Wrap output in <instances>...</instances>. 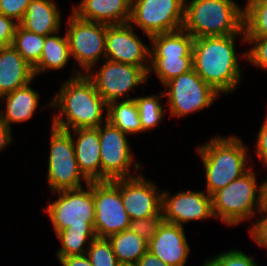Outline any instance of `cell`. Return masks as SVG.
<instances>
[{
  "label": "cell",
  "instance_id": "1",
  "mask_svg": "<svg viewBox=\"0 0 267 266\" xmlns=\"http://www.w3.org/2000/svg\"><path fill=\"white\" fill-rule=\"evenodd\" d=\"M81 72L73 68L72 75L62 83L49 104L44 106L59 110L51 121V125L57 129L70 131L99 127L107 122L108 104L98 93L93 82ZM103 114L106 115L105 119Z\"/></svg>",
  "mask_w": 267,
  "mask_h": 266
},
{
  "label": "cell",
  "instance_id": "2",
  "mask_svg": "<svg viewBox=\"0 0 267 266\" xmlns=\"http://www.w3.org/2000/svg\"><path fill=\"white\" fill-rule=\"evenodd\" d=\"M246 43L245 33L195 38L192 50L193 69L220 95L235 92L242 72L236 54L235 39Z\"/></svg>",
  "mask_w": 267,
  "mask_h": 266
},
{
  "label": "cell",
  "instance_id": "3",
  "mask_svg": "<svg viewBox=\"0 0 267 266\" xmlns=\"http://www.w3.org/2000/svg\"><path fill=\"white\" fill-rule=\"evenodd\" d=\"M197 147L204 165L206 192L212 196L235 179L246 173L248 166L247 146L236 135L215 136Z\"/></svg>",
  "mask_w": 267,
  "mask_h": 266
},
{
  "label": "cell",
  "instance_id": "4",
  "mask_svg": "<svg viewBox=\"0 0 267 266\" xmlns=\"http://www.w3.org/2000/svg\"><path fill=\"white\" fill-rule=\"evenodd\" d=\"M183 29L194 39L244 32V8L234 0H185Z\"/></svg>",
  "mask_w": 267,
  "mask_h": 266
},
{
  "label": "cell",
  "instance_id": "5",
  "mask_svg": "<svg viewBox=\"0 0 267 266\" xmlns=\"http://www.w3.org/2000/svg\"><path fill=\"white\" fill-rule=\"evenodd\" d=\"M256 175L252 166L211 196L214 219L231 227L254 218L257 211L259 214L263 208V184L258 186Z\"/></svg>",
  "mask_w": 267,
  "mask_h": 266
},
{
  "label": "cell",
  "instance_id": "6",
  "mask_svg": "<svg viewBox=\"0 0 267 266\" xmlns=\"http://www.w3.org/2000/svg\"><path fill=\"white\" fill-rule=\"evenodd\" d=\"M151 74L158 76L162 85L193 69L192 50L194 38L183 28L149 38ZM150 75V76H149Z\"/></svg>",
  "mask_w": 267,
  "mask_h": 266
},
{
  "label": "cell",
  "instance_id": "7",
  "mask_svg": "<svg viewBox=\"0 0 267 266\" xmlns=\"http://www.w3.org/2000/svg\"><path fill=\"white\" fill-rule=\"evenodd\" d=\"M58 199L46 206L55 232L68 227L94 228L95 203L93 198V181L77 189H64L52 192Z\"/></svg>",
  "mask_w": 267,
  "mask_h": 266
},
{
  "label": "cell",
  "instance_id": "8",
  "mask_svg": "<svg viewBox=\"0 0 267 266\" xmlns=\"http://www.w3.org/2000/svg\"><path fill=\"white\" fill-rule=\"evenodd\" d=\"M168 108L171 117L181 118L214 105L220 94L204 82L194 69L166 82ZM213 103V104H212Z\"/></svg>",
  "mask_w": 267,
  "mask_h": 266
},
{
  "label": "cell",
  "instance_id": "9",
  "mask_svg": "<svg viewBox=\"0 0 267 266\" xmlns=\"http://www.w3.org/2000/svg\"><path fill=\"white\" fill-rule=\"evenodd\" d=\"M47 180L50 191L77 189L89 181L80 172L71 135L51 125Z\"/></svg>",
  "mask_w": 267,
  "mask_h": 266
},
{
  "label": "cell",
  "instance_id": "10",
  "mask_svg": "<svg viewBox=\"0 0 267 266\" xmlns=\"http://www.w3.org/2000/svg\"><path fill=\"white\" fill-rule=\"evenodd\" d=\"M100 139L101 181L132 178L142 172L141 165L133 160L127 134L108 121L98 127ZM137 173H130L131 167Z\"/></svg>",
  "mask_w": 267,
  "mask_h": 266
},
{
  "label": "cell",
  "instance_id": "11",
  "mask_svg": "<svg viewBox=\"0 0 267 266\" xmlns=\"http://www.w3.org/2000/svg\"><path fill=\"white\" fill-rule=\"evenodd\" d=\"M66 37L70 55L86 74L96 63L105 59V42L108 24L79 19L75 14L68 18Z\"/></svg>",
  "mask_w": 267,
  "mask_h": 266
},
{
  "label": "cell",
  "instance_id": "12",
  "mask_svg": "<svg viewBox=\"0 0 267 266\" xmlns=\"http://www.w3.org/2000/svg\"><path fill=\"white\" fill-rule=\"evenodd\" d=\"M185 0H132L130 24L150 38L183 28Z\"/></svg>",
  "mask_w": 267,
  "mask_h": 266
},
{
  "label": "cell",
  "instance_id": "13",
  "mask_svg": "<svg viewBox=\"0 0 267 266\" xmlns=\"http://www.w3.org/2000/svg\"><path fill=\"white\" fill-rule=\"evenodd\" d=\"M104 62V63H103ZM99 70L90 69L85 75L93 82L107 104L119 99L129 100V92L140 84H147L148 71L141 66L104 59ZM128 93V94H127ZM128 98H125L126 96Z\"/></svg>",
  "mask_w": 267,
  "mask_h": 266
},
{
  "label": "cell",
  "instance_id": "14",
  "mask_svg": "<svg viewBox=\"0 0 267 266\" xmlns=\"http://www.w3.org/2000/svg\"><path fill=\"white\" fill-rule=\"evenodd\" d=\"M94 229L97 238L128 230L130 218L121 199V179L93 181Z\"/></svg>",
  "mask_w": 267,
  "mask_h": 266
},
{
  "label": "cell",
  "instance_id": "15",
  "mask_svg": "<svg viewBox=\"0 0 267 266\" xmlns=\"http://www.w3.org/2000/svg\"><path fill=\"white\" fill-rule=\"evenodd\" d=\"M206 191L181 190L173 195L162 191L163 220L184 227L190 221L214 219L212 197Z\"/></svg>",
  "mask_w": 267,
  "mask_h": 266
},
{
  "label": "cell",
  "instance_id": "16",
  "mask_svg": "<svg viewBox=\"0 0 267 266\" xmlns=\"http://www.w3.org/2000/svg\"><path fill=\"white\" fill-rule=\"evenodd\" d=\"M130 23L107 26L105 58L124 64L144 67L150 66V46L134 32Z\"/></svg>",
  "mask_w": 267,
  "mask_h": 266
},
{
  "label": "cell",
  "instance_id": "17",
  "mask_svg": "<svg viewBox=\"0 0 267 266\" xmlns=\"http://www.w3.org/2000/svg\"><path fill=\"white\" fill-rule=\"evenodd\" d=\"M121 179V199L130 220L162 216V191L155 182L144 178L142 172Z\"/></svg>",
  "mask_w": 267,
  "mask_h": 266
},
{
  "label": "cell",
  "instance_id": "18",
  "mask_svg": "<svg viewBox=\"0 0 267 266\" xmlns=\"http://www.w3.org/2000/svg\"><path fill=\"white\" fill-rule=\"evenodd\" d=\"M184 229L163 220L148 243V251L169 266H185L190 255V246Z\"/></svg>",
  "mask_w": 267,
  "mask_h": 266
},
{
  "label": "cell",
  "instance_id": "19",
  "mask_svg": "<svg viewBox=\"0 0 267 266\" xmlns=\"http://www.w3.org/2000/svg\"><path fill=\"white\" fill-rule=\"evenodd\" d=\"M73 140L77 165L89 181H101L100 139L98 127L67 131Z\"/></svg>",
  "mask_w": 267,
  "mask_h": 266
},
{
  "label": "cell",
  "instance_id": "20",
  "mask_svg": "<svg viewBox=\"0 0 267 266\" xmlns=\"http://www.w3.org/2000/svg\"><path fill=\"white\" fill-rule=\"evenodd\" d=\"M73 6L79 19L108 25L129 23L132 0H80Z\"/></svg>",
  "mask_w": 267,
  "mask_h": 266
},
{
  "label": "cell",
  "instance_id": "21",
  "mask_svg": "<svg viewBox=\"0 0 267 266\" xmlns=\"http://www.w3.org/2000/svg\"><path fill=\"white\" fill-rule=\"evenodd\" d=\"M33 68L10 46L0 47V97L32 83Z\"/></svg>",
  "mask_w": 267,
  "mask_h": 266
},
{
  "label": "cell",
  "instance_id": "22",
  "mask_svg": "<svg viewBox=\"0 0 267 266\" xmlns=\"http://www.w3.org/2000/svg\"><path fill=\"white\" fill-rule=\"evenodd\" d=\"M61 19V11L54 0H32L18 24L28 31L48 36L61 32Z\"/></svg>",
  "mask_w": 267,
  "mask_h": 266
},
{
  "label": "cell",
  "instance_id": "23",
  "mask_svg": "<svg viewBox=\"0 0 267 266\" xmlns=\"http://www.w3.org/2000/svg\"><path fill=\"white\" fill-rule=\"evenodd\" d=\"M28 85L0 97L6 111L0 110V121L11 129V124L30 120L38 108L40 94Z\"/></svg>",
  "mask_w": 267,
  "mask_h": 266
},
{
  "label": "cell",
  "instance_id": "24",
  "mask_svg": "<svg viewBox=\"0 0 267 266\" xmlns=\"http://www.w3.org/2000/svg\"><path fill=\"white\" fill-rule=\"evenodd\" d=\"M59 32L45 36L43 51L39 63L33 68L35 77L50 70L64 68L71 58L66 35L60 36Z\"/></svg>",
  "mask_w": 267,
  "mask_h": 266
},
{
  "label": "cell",
  "instance_id": "25",
  "mask_svg": "<svg viewBox=\"0 0 267 266\" xmlns=\"http://www.w3.org/2000/svg\"><path fill=\"white\" fill-rule=\"evenodd\" d=\"M114 254L120 265H135L148 251V243L138 234L124 230L109 236Z\"/></svg>",
  "mask_w": 267,
  "mask_h": 266
},
{
  "label": "cell",
  "instance_id": "26",
  "mask_svg": "<svg viewBox=\"0 0 267 266\" xmlns=\"http://www.w3.org/2000/svg\"><path fill=\"white\" fill-rule=\"evenodd\" d=\"M107 121L128 136L142 132L139 111L134 98L108 104Z\"/></svg>",
  "mask_w": 267,
  "mask_h": 266
},
{
  "label": "cell",
  "instance_id": "27",
  "mask_svg": "<svg viewBox=\"0 0 267 266\" xmlns=\"http://www.w3.org/2000/svg\"><path fill=\"white\" fill-rule=\"evenodd\" d=\"M55 234L61 244L60 248L55 254L57 260L60 257L86 254L90 243L97 238L94 228L68 227L61 231L55 232Z\"/></svg>",
  "mask_w": 267,
  "mask_h": 266
},
{
  "label": "cell",
  "instance_id": "28",
  "mask_svg": "<svg viewBox=\"0 0 267 266\" xmlns=\"http://www.w3.org/2000/svg\"><path fill=\"white\" fill-rule=\"evenodd\" d=\"M45 36L22 28L19 24L16 27L13 47L34 68L41 57Z\"/></svg>",
  "mask_w": 267,
  "mask_h": 266
},
{
  "label": "cell",
  "instance_id": "29",
  "mask_svg": "<svg viewBox=\"0 0 267 266\" xmlns=\"http://www.w3.org/2000/svg\"><path fill=\"white\" fill-rule=\"evenodd\" d=\"M245 4V36L267 38V0H247Z\"/></svg>",
  "mask_w": 267,
  "mask_h": 266
},
{
  "label": "cell",
  "instance_id": "30",
  "mask_svg": "<svg viewBox=\"0 0 267 266\" xmlns=\"http://www.w3.org/2000/svg\"><path fill=\"white\" fill-rule=\"evenodd\" d=\"M164 97V93L160 92L159 95L152 94L150 96L134 97L135 103L138 107L140 124L142 132L155 129L164 120L165 110L160 103Z\"/></svg>",
  "mask_w": 267,
  "mask_h": 266
},
{
  "label": "cell",
  "instance_id": "31",
  "mask_svg": "<svg viewBox=\"0 0 267 266\" xmlns=\"http://www.w3.org/2000/svg\"><path fill=\"white\" fill-rule=\"evenodd\" d=\"M92 266H121L107 238H96L86 252Z\"/></svg>",
  "mask_w": 267,
  "mask_h": 266
},
{
  "label": "cell",
  "instance_id": "32",
  "mask_svg": "<svg viewBox=\"0 0 267 266\" xmlns=\"http://www.w3.org/2000/svg\"><path fill=\"white\" fill-rule=\"evenodd\" d=\"M205 263L208 266H259L251 255L238 249L223 251L215 257L206 259Z\"/></svg>",
  "mask_w": 267,
  "mask_h": 266
},
{
  "label": "cell",
  "instance_id": "33",
  "mask_svg": "<svg viewBox=\"0 0 267 266\" xmlns=\"http://www.w3.org/2000/svg\"><path fill=\"white\" fill-rule=\"evenodd\" d=\"M246 43L253 46L245 51L244 54H241V56L249 61V64L252 63L257 68L267 71V38L246 37Z\"/></svg>",
  "mask_w": 267,
  "mask_h": 266
},
{
  "label": "cell",
  "instance_id": "34",
  "mask_svg": "<svg viewBox=\"0 0 267 266\" xmlns=\"http://www.w3.org/2000/svg\"><path fill=\"white\" fill-rule=\"evenodd\" d=\"M163 221L162 216H152L142 219L130 220L128 230L138 234L147 243L151 241L157 233L158 227Z\"/></svg>",
  "mask_w": 267,
  "mask_h": 266
},
{
  "label": "cell",
  "instance_id": "35",
  "mask_svg": "<svg viewBox=\"0 0 267 266\" xmlns=\"http://www.w3.org/2000/svg\"><path fill=\"white\" fill-rule=\"evenodd\" d=\"M32 0H0V13L20 22Z\"/></svg>",
  "mask_w": 267,
  "mask_h": 266
},
{
  "label": "cell",
  "instance_id": "36",
  "mask_svg": "<svg viewBox=\"0 0 267 266\" xmlns=\"http://www.w3.org/2000/svg\"><path fill=\"white\" fill-rule=\"evenodd\" d=\"M259 213L265 215L261 219L256 220V223H253L251 228H249V233L259 247L267 249V208L263 207Z\"/></svg>",
  "mask_w": 267,
  "mask_h": 266
},
{
  "label": "cell",
  "instance_id": "37",
  "mask_svg": "<svg viewBox=\"0 0 267 266\" xmlns=\"http://www.w3.org/2000/svg\"><path fill=\"white\" fill-rule=\"evenodd\" d=\"M18 22L0 13V47L13 44Z\"/></svg>",
  "mask_w": 267,
  "mask_h": 266
},
{
  "label": "cell",
  "instance_id": "38",
  "mask_svg": "<svg viewBox=\"0 0 267 266\" xmlns=\"http://www.w3.org/2000/svg\"><path fill=\"white\" fill-rule=\"evenodd\" d=\"M255 150L257 157L262 160L264 167H267V113L257 134Z\"/></svg>",
  "mask_w": 267,
  "mask_h": 266
},
{
  "label": "cell",
  "instance_id": "39",
  "mask_svg": "<svg viewBox=\"0 0 267 266\" xmlns=\"http://www.w3.org/2000/svg\"><path fill=\"white\" fill-rule=\"evenodd\" d=\"M58 261L62 266H92L86 254L60 257Z\"/></svg>",
  "mask_w": 267,
  "mask_h": 266
},
{
  "label": "cell",
  "instance_id": "40",
  "mask_svg": "<svg viewBox=\"0 0 267 266\" xmlns=\"http://www.w3.org/2000/svg\"><path fill=\"white\" fill-rule=\"evenodd\" d=\"M136 266H169L166 263L159 260L150 251H147L135 264Z\"/></svg>",
  "mask_w": 267,
  "mask_h": 266
},
{
  "label": "cell",
  "instance_id": "41",
  "mask_svg": "<svg viewBox=\"0 0 267 266\" xmlns=\"http://www.w3.org/2000/svg\"><path fill=\"white\" fill-rule=\"evenodd\" d=\"M13 142L12 131L3 122L0 121V152Z\"/></svg>",
  "mask_w": 267,
  "mask_h": 266
},
{
  "label": "cell",
  "instance_id": "42",
  "mask_svg": "<svg viewBox=\"0 0 267 266\" xmlns=\"http://www.w3.org/2000/svg\"><path fill=\"white\" fill-rule=\"evenodd\" d=\"M263 184V207L267 208V179L262 182Z\"/></svg>",
  "mask_w": 267,
  "mask_h": 266
}]
</instances>
